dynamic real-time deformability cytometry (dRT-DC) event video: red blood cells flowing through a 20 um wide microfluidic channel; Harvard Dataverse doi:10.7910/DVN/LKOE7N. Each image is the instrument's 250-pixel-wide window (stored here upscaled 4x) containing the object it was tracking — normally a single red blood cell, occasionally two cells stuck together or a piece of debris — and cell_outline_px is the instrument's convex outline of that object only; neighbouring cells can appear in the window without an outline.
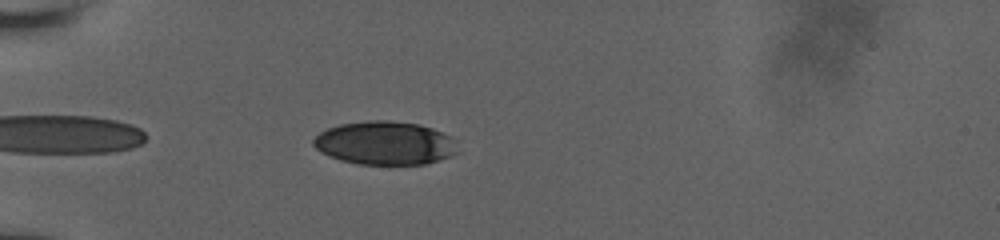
{"species": "human", "species_latin": "Homo sapiens", "temperature_condition": "room temperature", "stored_images_in_passage": 40, "camera_frame_rate_fps": 3000, "um_per_image_px": 0.085, "donor": {"sex": "male"}, "frame": {"image": 1, "passage_image": 3, "time_ms": 0.667, "image_size_px": [1000, 240], "cell_outline_px": [[456, 152], [440, 160], [424, 164], [360, 164], [340, 160], [328, 156], [320, 152], [312, 144], [312, 140], [320, 132], [328, 128], [340, 124], [368, 120], [388, 120], [420, 124], [432, 128], [452, 136]], "centroid_in_image_um": [32.68, 12.15], "position_along_channel_um": 52.3, "area_um2": 36.47}}
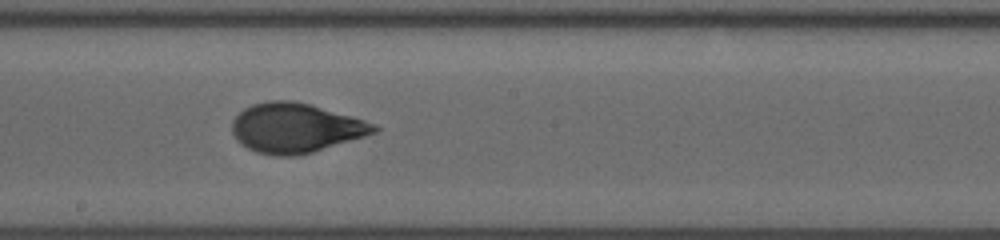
{"frame": {"image": 2, "passage_image": 18, "time_ms": 5.667, "image_size_px": [1000, 240], "cell_outline_px": [[380, 128], [376, 132], [364, 136], [312, 152], [296, 156], [272, 156], [256, 152], [240, 144], [236, 140], [232, 132], [232, 120], [244, 108], [252, 104], [268, 100], [292, 100], [308, 104], [352, 116], [376, 124]], "centroid_in_image_um": [25.09, 10.88], "position_along_channel_um": 223.1, "area_um2": 40.92}}
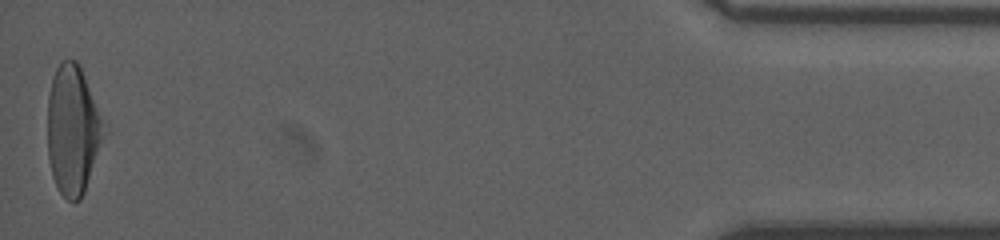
{"frame": {"image": 3, "passage_image": 40, "time_ms": 13.0, "image_size_px": [1000, 240], "cell_outline_px": [[108, 128], [84, 192], [80, 200], [72, 204], [60, 192], [52, 176], [48, 156], [48, 96], [52, 76], [60, 60], [76, 60], [80, 64]], "centroid_in_image_um": [6.21, 11.02], "position_along_channel_um": 429.0, "area_um2": 43.12}, "authors_computed_cell_mechanics": {"area_um2": 39.9687, "velocity_mm_per_s": 3.9142, "shape_relaxation_time_tau1_ms": 3.9341, "shape_relaxation_time_tau2_ms": null, "deformation_change_tau1": 0.1738, "deformation_change_tau2": null}}